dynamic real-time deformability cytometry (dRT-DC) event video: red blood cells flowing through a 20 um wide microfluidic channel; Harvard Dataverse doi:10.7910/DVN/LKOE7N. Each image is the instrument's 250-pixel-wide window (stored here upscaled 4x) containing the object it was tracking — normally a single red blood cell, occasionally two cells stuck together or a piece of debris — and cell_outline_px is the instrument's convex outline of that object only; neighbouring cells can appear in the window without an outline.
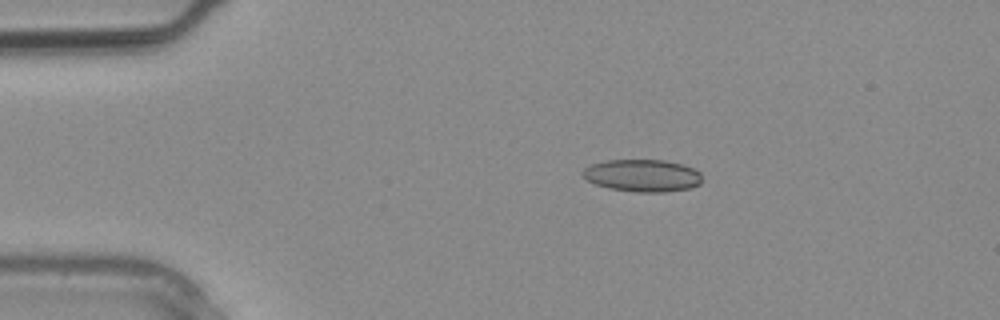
{"species": "common noctule bat (a hibernating species)", "species_latin": "Nyctalus noctula", "temperature_condition": "warm", "stored_images_in_passage": 3, "camera_frame_rate_fps": 3000, "um_per_image_px": 0.085, "animal": {"sex": "male", "body_mass_g": 20.4}, "frame": {"image": 1, "passage_image": 2, "time_ms": 0.333, "image_size_px": [1000, 320], "cell_outline_px": [[700, 184], [692, 188], [664, 192], [636, 192], [608, 188], [596, 184], [588, 180], [580, 172], [584, 168], [592, 164], [604, 160], [664, 160], [680, 164], [692, 168], [700, 172]], "centroid_in_image_um": [54.59, 14.92], "position_along_channel_um": 30.4, "area_um2": 22.43}}